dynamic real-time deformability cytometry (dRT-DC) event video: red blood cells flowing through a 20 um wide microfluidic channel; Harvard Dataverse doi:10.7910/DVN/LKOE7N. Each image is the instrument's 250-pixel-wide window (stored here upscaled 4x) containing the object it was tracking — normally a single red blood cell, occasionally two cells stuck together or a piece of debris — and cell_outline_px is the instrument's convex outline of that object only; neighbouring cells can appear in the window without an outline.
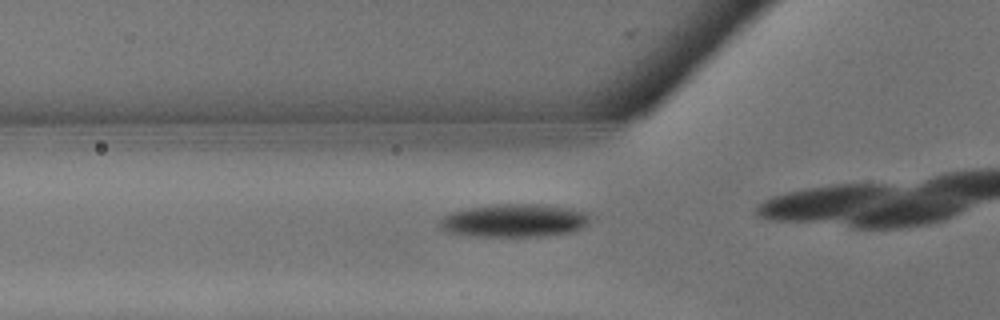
{"species": "common noctule bat (a hibernating species)", "species_latin": "Nyctalus noctula", "temperature_condition": "warm", "stored_images_in_passage": 9, "camera_frame_rate_fps": 3000, "um_per_image_px": 0.085, "animal": {"sex": "male", "body_mass_g": 13.3}, "frame": {"image": 1, "passage_image": 6, "time_ms": 1.667, "image_size_px": [1000, 320], "cell_outline_px": [[592, 220], [584, 228], [572, 232], [544, 236], [476, 236], [444, 232], [440, 228], [440, 220], [444, 216], [452, 212], [468, 208], [492, 204], [544, 204], [568, 208], [588, 212]], "centroid_in_image_um": [43.76, 18.74], "position_along_channel_um": 82.0, "area_um2": 29.3}}